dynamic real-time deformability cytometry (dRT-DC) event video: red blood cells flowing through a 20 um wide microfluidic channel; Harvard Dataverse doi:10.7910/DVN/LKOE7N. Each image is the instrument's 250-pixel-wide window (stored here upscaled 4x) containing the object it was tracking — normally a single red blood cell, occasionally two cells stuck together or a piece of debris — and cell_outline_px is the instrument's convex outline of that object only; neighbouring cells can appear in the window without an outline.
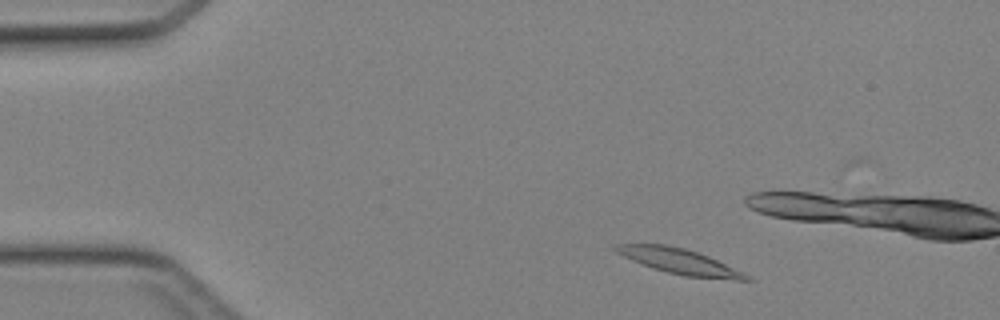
{"species": "Egyptian fruit bat (a non-hibernating species)", "species_latin": "Rousettus aegyptiacus", "temperature_condition": "cold", "stored_images_in_passage": 43, "camera_frame_rate_fps": 3000, "um_per_image_px": 0.085, "animal": {"sex": "female"}, "frame": {"image": 1, "passage_image": 3, "time_ms": 0.667, "image_size_px": [1000, 320], "cell_outline_px": [[756, 280], [736, 280], [684, 276], [652, 268], [632, 260], [616, 252], [612, 248], [616, 244], [668, 244], [684, 248], [708, 256], [744, 272], [752, 276]], "centroid_in_image_um": [57.81, 22.22], "position_along_channel_um": 27.2, "area_um2": 19.31}}
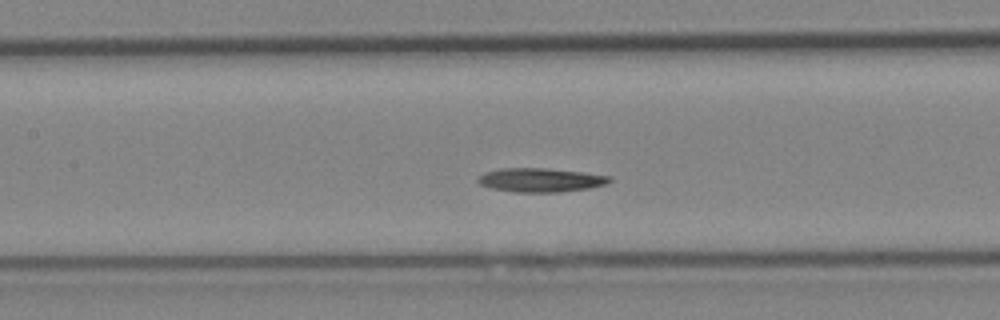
{"frame": {"image": 2, "passage_image": 17, "time_ms": 5.333, "image_size_px": [1000, 320], "cell_outline_px": [[612, 180], [608, 184], [588, 188], [560, 192], [516, 192], [492, 188], [480, 184], [476, 180], [484, 172], [500, 168], [548, 168], [584, 172], [612, 176]], "centroid_in_image_um": [45.98, 15.29], "position_along_channel_um": 161.4, "area_um2": 18.44}}
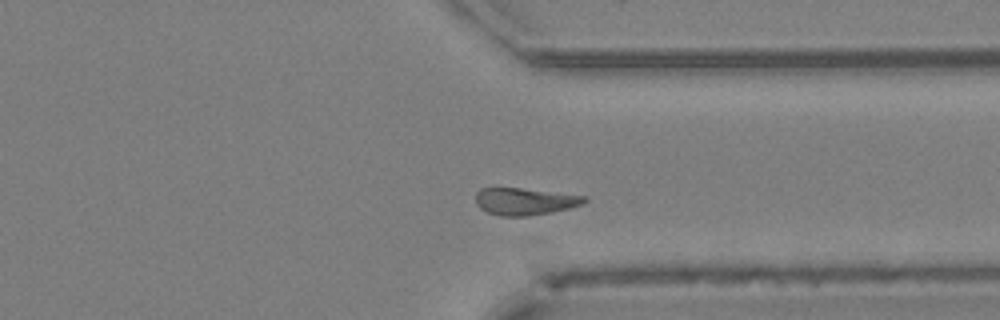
{"frame": {"image": 3, "passage_image": 31, "time_ms": 10.0, "image_size_px": [1000, 320], "cell_outline_px": [[588, 200], [580, 204], [568, 208], [552, 212], [528, 216], [500, 216], [488, 212], [480, 208], [476, 204], [476, 192], [480, 188], [520, 188], [588, 196]], "centroid_in_image_um": [44.59, 17.12], "position_along_channel_um": 366.8, "area_um2": 17.11}}